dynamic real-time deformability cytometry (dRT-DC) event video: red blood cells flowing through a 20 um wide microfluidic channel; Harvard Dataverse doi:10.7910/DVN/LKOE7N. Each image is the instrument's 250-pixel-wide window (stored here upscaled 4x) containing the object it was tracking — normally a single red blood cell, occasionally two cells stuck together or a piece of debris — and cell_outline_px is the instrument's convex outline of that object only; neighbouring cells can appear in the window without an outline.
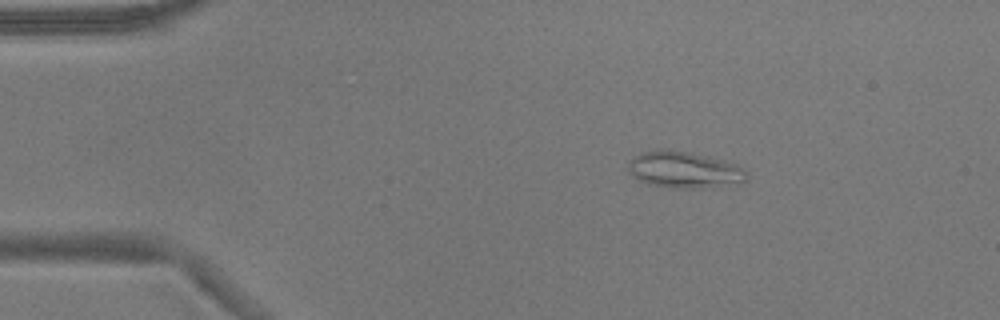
{"species": "common noctule bat (a hibernating species)", "species_latin": "Nyctalus noctula", "temperature_condition": "warm", "stored_images_in_passage": 50, "camera_frame_rate_fps": 3000, "um_per_image_px": 0.085, "animal": {"sex": "male", "body_mass_g": 17.9}, "frame": {"image": 1, "passage_image": 6, "time_ms": 1.667, "image_size_px": [1000, 320], "cell_outline_px": [[748, 176], [744, 180], [712, 188], [668, 188], [648, 184], [632, 176], [628, 172], [628, 160], [640, 152], [660, 148], [688, 152], [724, 160], [736, 164], [748, 172]], "centroid_in_image_um": [58.09, 14.43], "position_along_channel_um": 26.9, "area_um2": 25.43}}
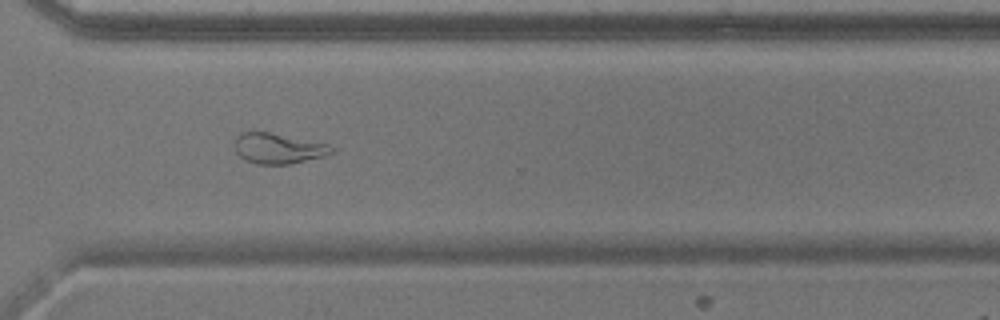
{"frame": {"image": 2, "passage_image": 36, "time_ms": 11.667, "image_size_px": [1000, 320], "cell_outline_px": [[336, 152], [324, 156], [292, 164], [256, 164], [240, 156], [236, 152], [232, 144], [236, 136], [240, 132], [268, 132], [328, 144]], "centroid_in_image_um": [23.62, 12.62], "position_along_channel_um": 347.0, "area_um2": 17.22}}
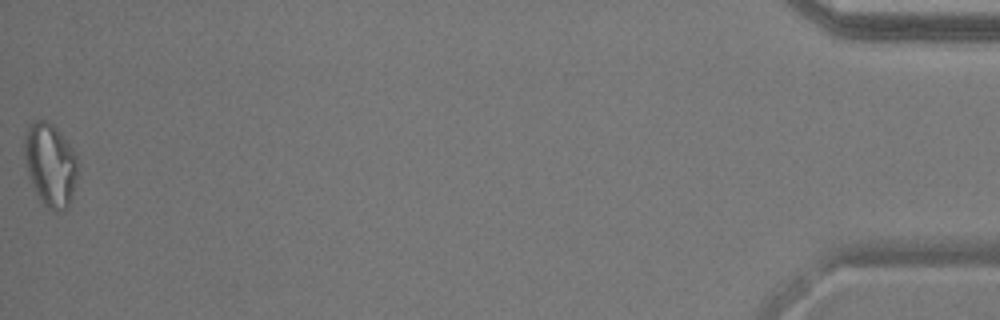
{"frame": {"image": 3, "passage_image": 50, "time_ms": 16.333, "image_size_px": [1000, 320], "cell_outline_px": [[76, 176], [72, 196], [68, 208], [56, 212], [48, 208], [40, 200], [28, 176], [24, 156], [24, 136], [28, 124], [32, 120], [44, 120], [52, 124], [60, 132], [72, 148], [76, 156]], "centroid_in_image_um": [4.24, 13.98], "position_along_channel_um": 431.0, "area_um2": 25.78}, "authors_computed_cell_mechanics": {"area_um2": 19.4208, "velocity_mm_per_s": 3.833, "shape_relaxation_time_tau1_ms": null, "shape_relaxation_time_tau2_ms": 2.0184, "deformation_change_tau1": null, "deformation_change_tau2": 0.0697}}